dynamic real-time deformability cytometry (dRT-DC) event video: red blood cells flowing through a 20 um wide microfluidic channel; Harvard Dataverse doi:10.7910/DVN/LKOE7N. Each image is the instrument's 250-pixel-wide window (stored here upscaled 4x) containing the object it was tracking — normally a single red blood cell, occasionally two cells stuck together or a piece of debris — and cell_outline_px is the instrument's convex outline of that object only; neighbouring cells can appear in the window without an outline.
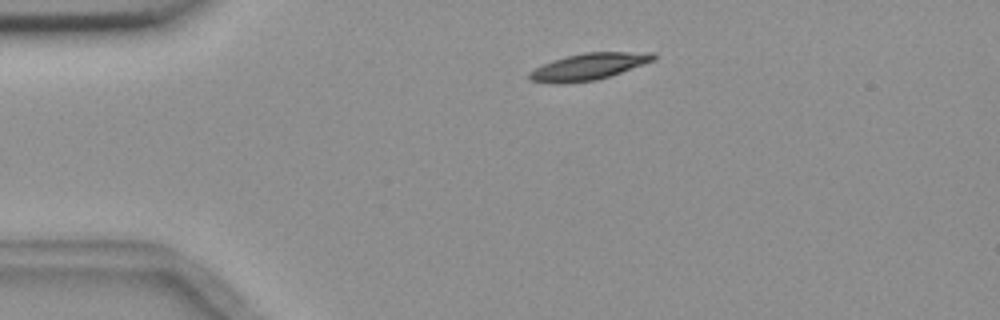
{"species": "common noctule bat (a hibernating species)", "species_latin": "Nyctalus noctula", "temperature_condition": "room temperature", "stored_images_in_passage": 2, "camera_frame_rate_fps": 3000, "um_per_image_px": 0.085, "animal": {"sex": "female", "body_mass_g": 18.4}, "frame": {"image": 1, "passage_image": 1, "time_ms": 0.0, "image_size_px": [1000, 320], "cell_outline_px": [[656, 60], [596, 80], [560, 84], [556, 84], [532, 80], [528, 76], [528, 72], [552, 60], [564, 56], [584, 52], [656, 52]], "centroid_in_image_um": [50.05, 5.64], "position_along_channel_um": 35.0, "area_um2": 19.25}}